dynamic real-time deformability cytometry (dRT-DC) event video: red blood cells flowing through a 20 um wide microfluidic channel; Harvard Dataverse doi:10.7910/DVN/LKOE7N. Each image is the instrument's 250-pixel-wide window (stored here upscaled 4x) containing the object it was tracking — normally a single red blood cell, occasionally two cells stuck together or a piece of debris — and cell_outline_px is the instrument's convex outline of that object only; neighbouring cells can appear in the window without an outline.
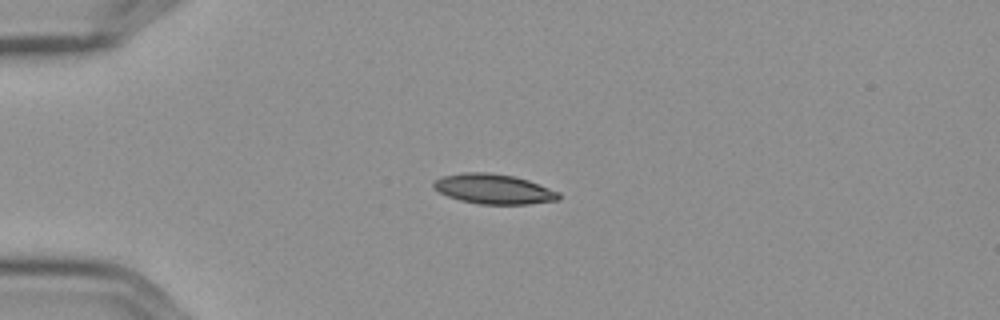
{"species": "Egyptian fruit bat (a non-hibernating species)", "species_latin": "Rousettus aegyptiacus", "temperature_condition": "cold", "stored_images_in_passage": 4, "camera_frame_rate_fps": 3000, "um_per_image_px": 0.085, "frame": {"image": 1, "passage_image": 3, "time_ms": 0.667, "image_size_px": [1000, 320], "cell_outline_px": [[560, 196], [556, 200], [528, 204], [480, 204], [460, 200], [448, 196], [432, 188], [432, 184], [436, 180], [444, 176], [464, 172], [488, 172], [516, 176], [528, 180], [560, 192]], "centroid_in_image_um": [41.96, 16.06], "position_along_channel_um": 43.0, "area_um2": 21.73}}